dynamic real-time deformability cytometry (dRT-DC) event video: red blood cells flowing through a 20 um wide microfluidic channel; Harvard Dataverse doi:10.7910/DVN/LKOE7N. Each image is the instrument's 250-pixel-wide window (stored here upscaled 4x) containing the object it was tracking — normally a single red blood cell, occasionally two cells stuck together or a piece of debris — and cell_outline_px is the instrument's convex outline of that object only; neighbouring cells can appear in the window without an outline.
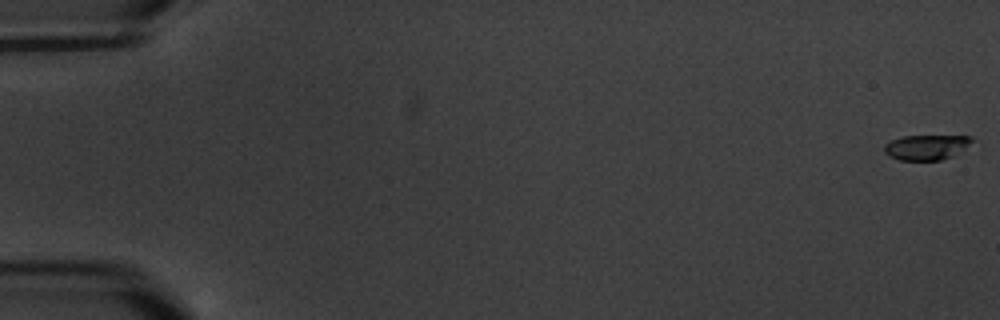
{"species": "common noctule bat (a hibernating species)", "species_latin": "Nyctalus noctula", "temperature_condition": "warm", "stored_images_in_passage": 13, "camera_frame_rate_fps": 3000, "um_per_image_px": 0.085, "animal": {"sex": "male", "body_mass_g": 20.1, "forearm_length_mm": 53.5}, "frame": {"image": 1, "passage_image": 1, "time_ms": 0.0, "image_size_px": [1000, 320], "cell_outline_px": [[972, 140], [964, 148], [952, 156], [940, 160], [900, 160], [888, 156], [884, 152], [884, 144], [892, 140], [904, 136], [972, 136]], "centroid_in_image_um": [78.68, 12.52], "position_along_channel_um": 6.3, "area_um2": 12.6}}
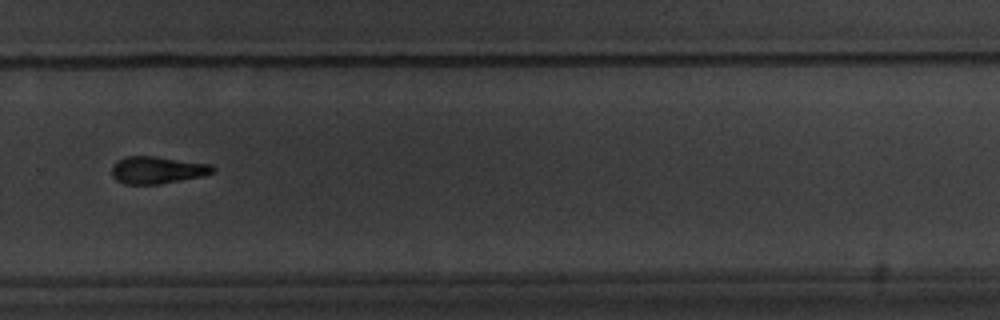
{"frame": {"image": 2, "passage_image": 13, "time_ms": 14.0, "image_size_px": [1000, 320], "cell_outline_px": [[216, 168], [212, 172], [204, 176], [160, 184], [124, 184], [116, 180], [112, 176], [112, 168], [120, 160], [128, 156], [152, 156], [212, 164]], "centroid_in_image_um": [13.41, 14.46], "position_along_channel_um": 316.4, "area_um2": 15.9}}